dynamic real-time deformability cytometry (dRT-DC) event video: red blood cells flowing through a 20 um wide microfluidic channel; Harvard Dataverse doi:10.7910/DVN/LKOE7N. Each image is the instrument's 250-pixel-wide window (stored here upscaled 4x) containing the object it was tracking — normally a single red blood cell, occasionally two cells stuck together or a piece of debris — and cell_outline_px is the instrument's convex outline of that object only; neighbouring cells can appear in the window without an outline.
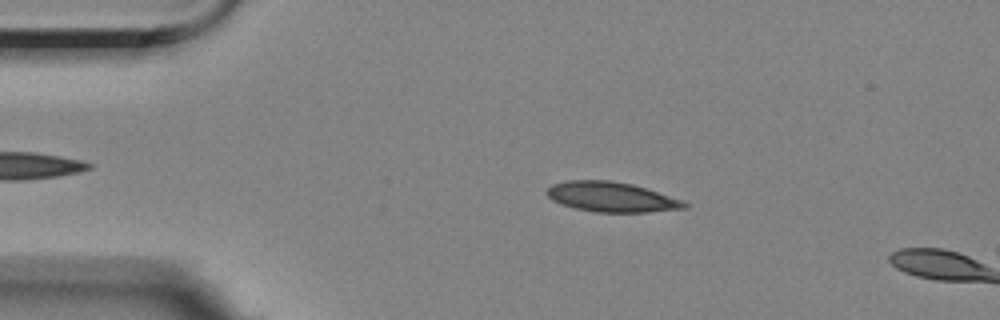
{"species": "Egyptian fruit bat (a non-hibernating species)", "species_latin": "Rousettus aegyptiacus", "temperature_condition": "room temperature", "stored_images_in_passage": 27, "camera_frame_rate_fps": 3000, "um_per_image_px": 0.085, "animal": {"sex": "female"}, "frame": {"image": 1, "passage_image": 10, "time_ms": 3.0, "image_size_px": [1000, 320], "cell_outline_px": [[688, 208], [648, 212], [596, 212], [576, 208], [560, 204], [552, 200], [544, 192], [552, 184], [568, 180], [608, 180], [632, 184], [684, 200], [688, 204]], "centroid_in_image_um": [51.97, 16.74], "position_along_channel_um": 33.0, "area_um2": 24.04}}
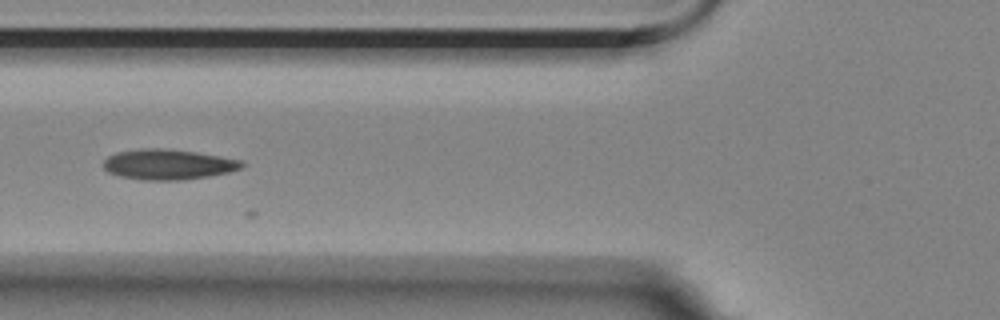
{"frame": {"image": 2, "passage_image": 20, "time_ms": 6.333, "image_size_px": [1000, 320], "cell_outline_px": [[248, 164], [244, 168], [228, 172], [208, 176], [180, 180], [144, 180], [120, 176], [108, 172], [104, 168], [104, 160], [108, 156], [116, 152], [144, 148], [164, 148], [196, 152], [244, 160]], "centroid_in_image_um": [14.35, 13.97], "position_along_channel_um": 111.5, "area_um2": 24.62}}
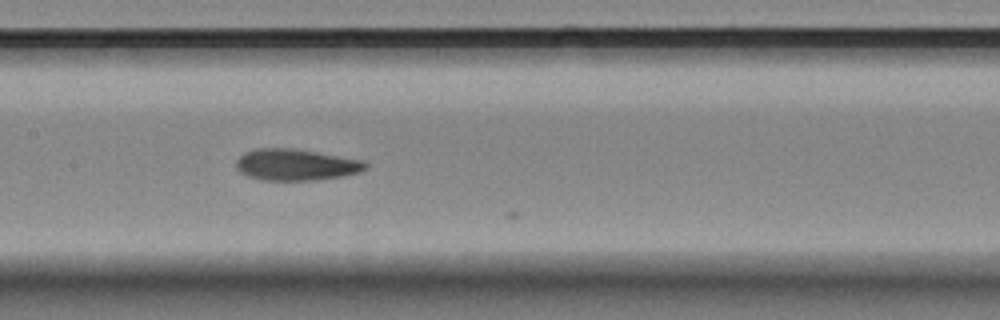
{"frame": {"image": 3, "passage_image": 26, "time_ms": 8.333, "image_size_px": [1000, 320], "cell_outline_px": [[368, 168], [360, 172], [344, 176], [316, 180], [260, 180], [248, 176], [240, 172], [236, 168], [236, 160], [244, 152], [256, 148], [292, 148], [364, 160], [368, 164]], "centroid_in_image_um": [25.16, 14.0], "position_along_channel_um": 182.2, "area_um2": 23.87}}